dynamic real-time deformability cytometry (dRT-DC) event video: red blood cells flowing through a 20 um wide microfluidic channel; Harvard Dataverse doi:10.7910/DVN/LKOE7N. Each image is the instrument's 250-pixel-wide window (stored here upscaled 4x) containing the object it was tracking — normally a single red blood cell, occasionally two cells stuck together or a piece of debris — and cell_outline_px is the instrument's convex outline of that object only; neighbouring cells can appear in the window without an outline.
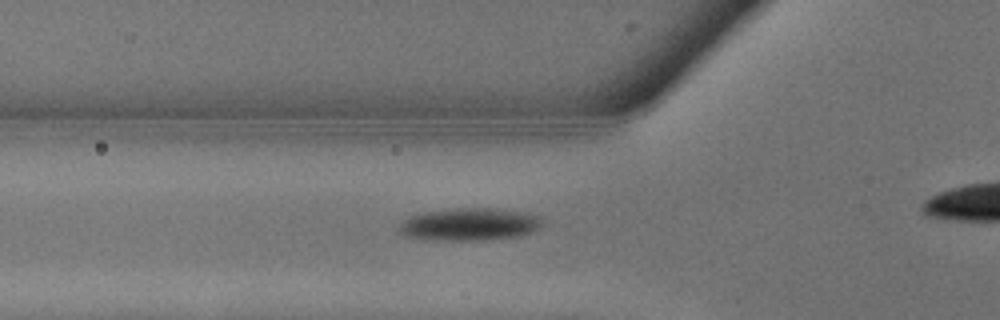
{"species": "common noctule bat (a hibernating species)", "species_latin": "Nyctalus noctula", "temperature_condition": "warm", "stored_images_in_passage": 8, "camera_frame_rate_fps": 3000, "um_per_image_px": 0.085, "animal": {"sex": "male", "body_mass_g": 13.3}, "frame": {"image": 1, "passage_image": 6, "time_ms": 1.667, "image_size_px": [1000, 320], "cell_outline_px": [[540, 224], [536, 228], [528, 232], [516, 236], [492, 240], [424, 240], [404, 236], [396, 228], [408, 216], [424, 212], [452, 208], [488, 208], [524, 212], [540, 216]], "centroid_in_image_um": [39.79, 19.07], "position_along_channel_um": 86.0, "area_um2": 27.17}}
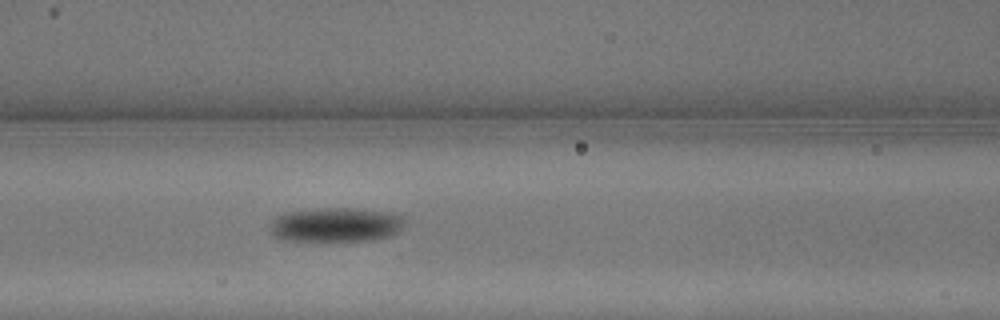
{"frame": {"image": 2, "passage_image": 8, "time_ms": 2.333, "image_size_px": [1000, 320], "cell_outline_px": [[404, 224], [400, 232], [376, 240], [332, 244], [316, 244], [280, 240], [272, 236], [268, 228], [272, 220], [276, 216], [288, 212], [320, 208], [364, 208], [384, 212], [400, 216], [404, 220]], "centroid_in_image_um": [28.47, 19.18], "position_along_channel_um": 138.1, "area_um2": 28.67}}